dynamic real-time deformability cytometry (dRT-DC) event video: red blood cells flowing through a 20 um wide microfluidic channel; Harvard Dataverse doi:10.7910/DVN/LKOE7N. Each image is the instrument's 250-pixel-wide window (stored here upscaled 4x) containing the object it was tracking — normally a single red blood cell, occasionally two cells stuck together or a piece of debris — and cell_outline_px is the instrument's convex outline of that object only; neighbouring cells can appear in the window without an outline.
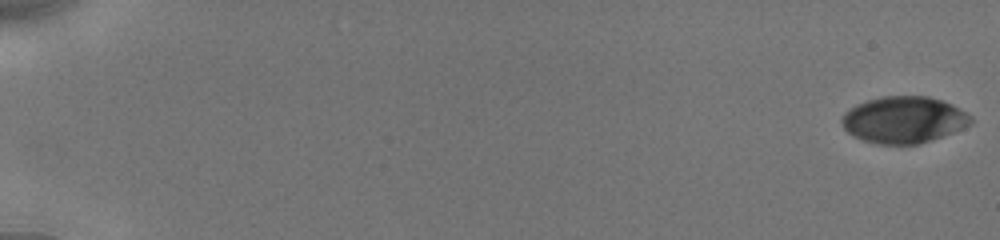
{"species": "human", "species_latin": "Homo sapiens", "temperature_condition": "cold", "stored_images_in_passage": 28, "camera_frame_rate_fps": 3000, "um_per_image_px": 0.085, "donor": {"sex": "male"}, "frame": {"image": 1, "passage_image": 1, "time_ms": 0.0, "image_size_px": [1000, 240], "cell_outline_px": [[972, 124], [964, 128], [916, 144], [876, 144], [852, 136], [844, 128], [840, 120], [844, 112], [856, 104], [868, 100], [884, 96], [928, 96], [944, 100], [952, 104], [972, 116]], "centroid_in_image_um": [76.81, 10.17], "position_along_channel_um": 8.2, "area_um2": 35.03}}
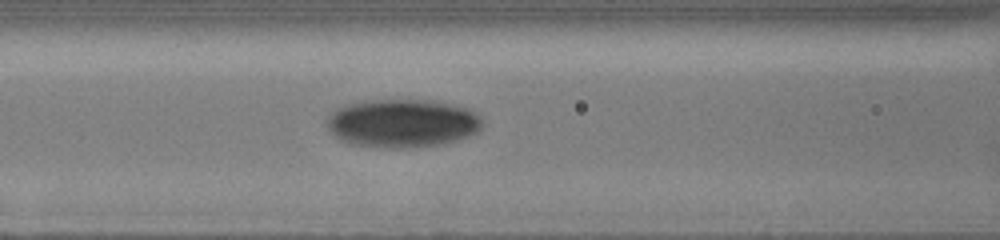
{"frame": {"image": 2, "passage_image": 20, "time_ms": 8.333, "image_size_px": [1000, 240], "cell_outline_px": [[484, 124], [476, 132], [468, 136], [456, 140], [440, 144], [400, 148], [396, 148], [356, 144], [344, 140], [336, 136], [328, 128], [328, 120], [340, 108], [348, 104], [372, 100], [436, 100], [468, 108], [480, 116], [484, 120]], "centroid_in_image_um": [34.31, 10.46], "position_along_channel_um": 132.3, "area_um2": 43.0}}
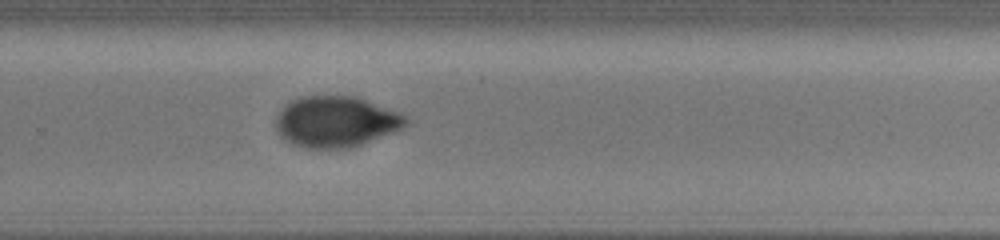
{"frame": {"image": 3, "passage_image": 28, "time_ms": 12.667, "image_size_px": [1000, 240], "cell_outline_px": [[408, 124], [404, 128], [396, 132], [348, 148], [304, 148], [292, 144], [284, 140], [276, 132], [276, 116], [292, 100], [304, 96], [356, 96], [400, 112], [408, 116]], "centroid_in_image_um": [28.59, 10.35], "position_along_channel_um": 301.2, "area_um2": 38.78}}